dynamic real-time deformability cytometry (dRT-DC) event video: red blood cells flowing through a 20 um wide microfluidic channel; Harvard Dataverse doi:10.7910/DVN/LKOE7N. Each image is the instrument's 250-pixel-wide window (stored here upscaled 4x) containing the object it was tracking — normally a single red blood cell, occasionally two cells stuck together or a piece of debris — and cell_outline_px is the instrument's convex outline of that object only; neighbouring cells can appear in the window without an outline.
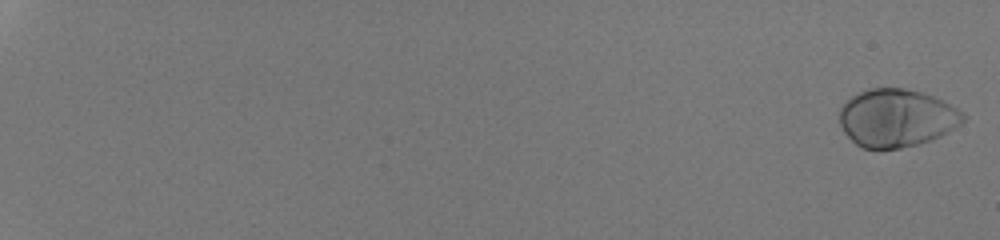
{"species": "human", "species_latin": "Homo sapiens", "temperature_condition": "room temperature", "stored_images_in_passage": 54, "camera_frame_rate_fps": 3000, "um_per_image_px": 0.085, "donor": {"sex": "male"}, "frame": {"image": 1, "passage_image": 1, "time_ms": 0.0, "image_size_px": [1000, 240], "cell_outline_px": [[968, 116], [960, 124], [940, 136], [916, 144], [900, 148], [860, 148], [844, 132], [840, 124], [840, 108], [852, 96], [868, 88], [904, 88], [920, 92], [932, 96], [964, 112]], "centroid_in_image_um": [76.2, 10.02], "position_along_channel_um": 8.8, "area_um2": 41.27}}
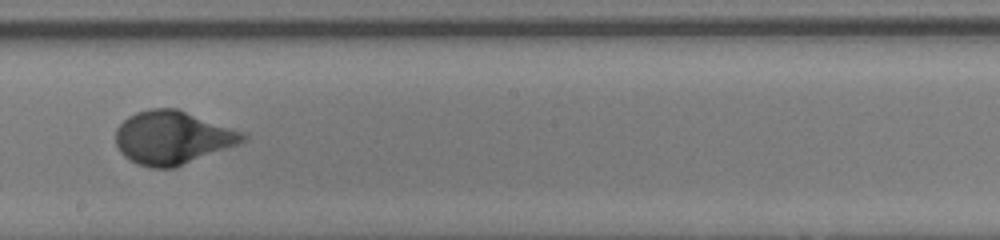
{"frame": {"image": 2, "passage_image": 36, "time_ms": 11.667, "image_size_px": [1000, 240], "cell_outline_px": [[248, 136], [240, 144], [176, 168], [152, 168], [140, 164], [124, 156], [120, 152], [116, 144], [116, 128], [128, 116], [136, 112], [148, 108], [176, 108], [248, 132]], "centroid_in_image_um": [14.72, 11.69], "position_along_channel_um": 233.5, "area_um2": 40.0}}
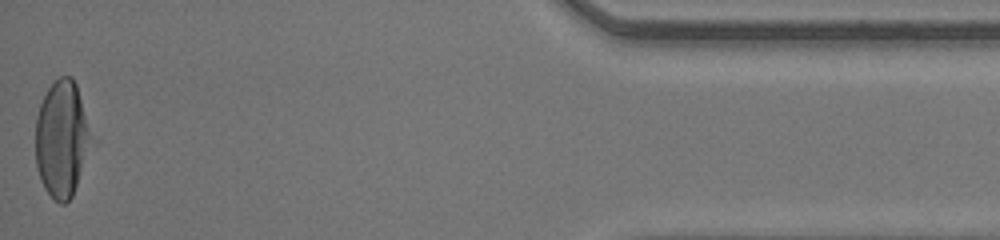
{"frame": {"image": 3, "passage_image": 54, "time_ms": 17.667, "image_size_px": [1000, 240], "cell_outline_px": [[88, 136], [76, 184], [72, 196], [64, 204], [60, 204], [44, 188], [40, 180], [36, 164], [36, 116], [40, 104], [48, 88], [60, 76], [72, 76], [76, 84], [84, 116]], "centroid_in_image_um": [5.14, 11.79], "position_along_channel_um": 430.1, "area_um2": 35.6}, "authors_computed_cell_mechanics": {"area_um2": 39.5641, "velocity_mm_per_s": 4.2452, "shape_relaxation_time_tau1_ms": 3.1313, "shape_relaxation_time_tau2_ms": null, "deformation_change_tau1": 0.2008, "deformation_change_tau2": null}}